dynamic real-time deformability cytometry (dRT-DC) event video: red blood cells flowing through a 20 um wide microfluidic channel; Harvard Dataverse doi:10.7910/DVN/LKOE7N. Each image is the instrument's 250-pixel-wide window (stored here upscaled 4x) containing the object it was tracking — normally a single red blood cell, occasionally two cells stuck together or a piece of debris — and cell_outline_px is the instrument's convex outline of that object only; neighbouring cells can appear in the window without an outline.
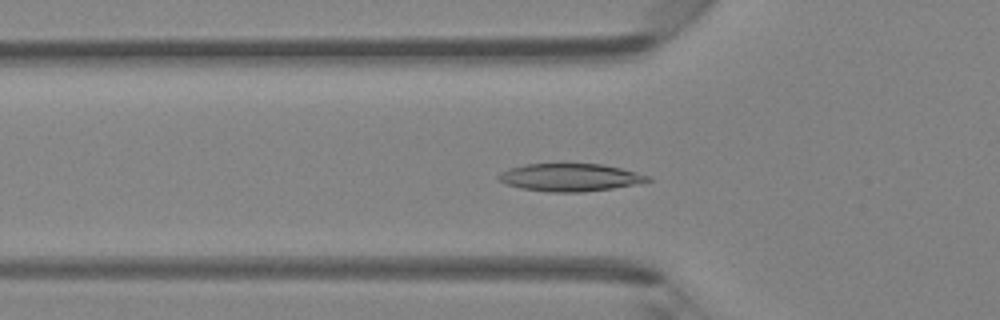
{"species": "Egyptian fruit bat (a non-hibernating species)", "species_latin": "Rousettus aegyptiacus", "temperature_condition": "room temperature", "stored_images_in_passage": 46, "camera_frame_rate_fps": 3000, "um_per_image_px": 0.085, "animal": {"sex": "female"}, "frame": {"image": 1, "passage_image": 15, "time_ms": 4.667, "image_size_px": [1000, 320], "cell_outline_px": [[652, 180], [612, 188], [580, 192], [548, 192], [520, 188], [508, 184], [500, 180], [496, 176], [500, 172], [508, 168], [524, 164], [604, 164], [652, 176]], "centroid_in_image_um": [48.43, 15.07], "position_along_channel_um": 77.4, "area_um2": 23.93}}
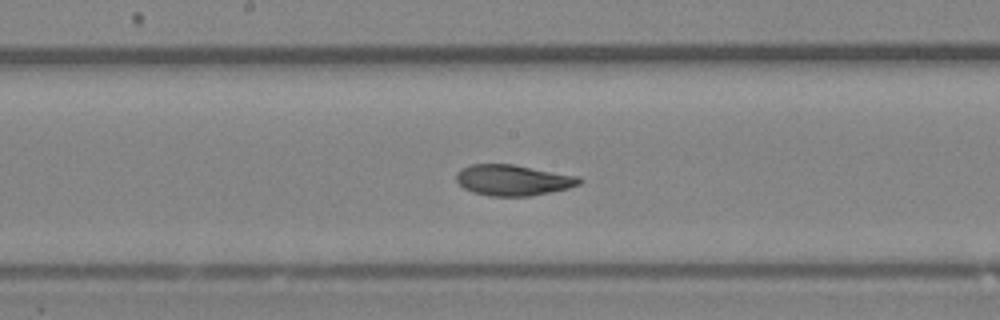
{"frame": {"image": 2, "passage_image": 24, "time_ms": 7.667, "image_size_px": [1000, 320], "cell_outline_px": [[584, 180], [580, 184], [568, 188], [528, 196], [488, 196], [472, 192], [464, 188], [456, 180], [456, 172], [460, 168], [472, 164], [512, 164], [580, 176]], "centroid_in_image_um": [43.6, 15.3], "position_along_channel_um": 204.6, "area_um2": 22.2}}
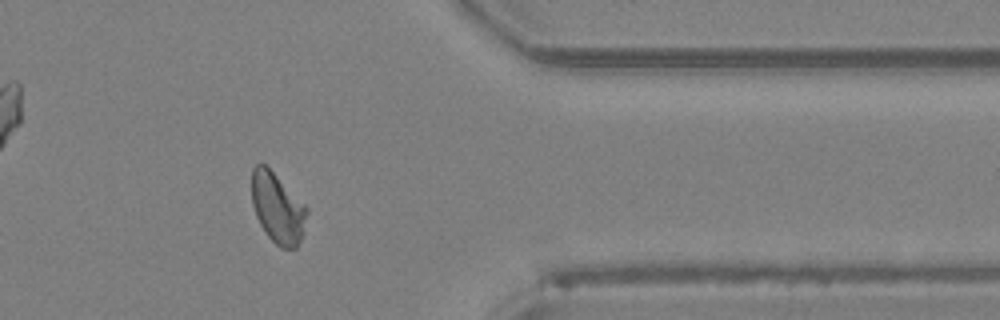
{"frame": {"image": 3, "passage_image": 38, "time_ms": 12.333, "image_size_px": [1000, 320], "cell_outline_px": [[308, 212], [304, 232], [296, 248], [280, 248], [268, 236], [260, 224], [256, 216], [252, 204], [252, 168], [256, 164], [264, 164], [308, 208]], "centroid_in_image_um": [23.6, 17.72], "position_along_channel_um": 387.8, "area_um2": 22.25}, "authors_computed_cell_mechanics": {"area_um2": 22.5998, "velocity_mm_per_s": 4.2483, "shape_relaxation_time_tau1_ms": 4.9241, "shape_relaxation_time_tau2_ms": 1.5879, "deformation_change_tau1": 0.1601, "deformation_change_tau2": 0.065}}